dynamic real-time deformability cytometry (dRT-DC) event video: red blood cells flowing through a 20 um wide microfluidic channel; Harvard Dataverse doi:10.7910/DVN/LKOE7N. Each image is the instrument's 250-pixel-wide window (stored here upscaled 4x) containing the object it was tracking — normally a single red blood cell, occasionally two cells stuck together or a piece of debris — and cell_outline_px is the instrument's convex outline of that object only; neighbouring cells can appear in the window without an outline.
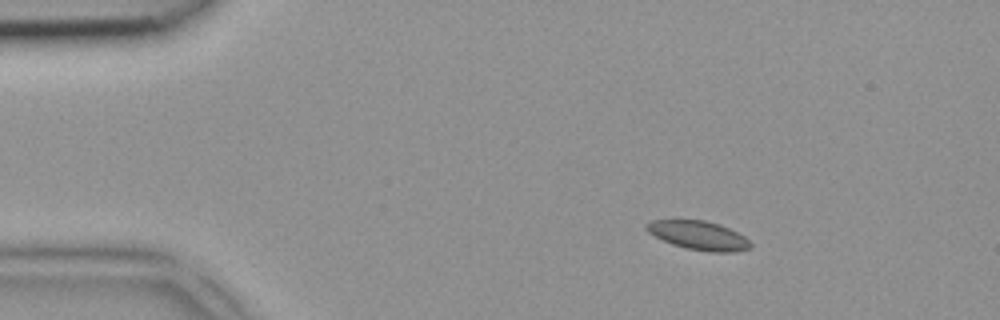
{"species": "common noctule bat (a hibernating species)", "species_latin": "Nyctalus noctula", "temperature_condition": "room temperature", "stored_images_in_passage": 3, "camera_frame_rate_fps": 3000, "um_per_image_px": 0.085, "animal": {"sex": "female", "body_mass_g": 18.4}, "frame": {"image": 1, "passage_image": 1, "time_ms": 0.0, "image_size_px": [1000, 320], "cell_outline_px": [[752, 248], [736, 252], [712, 252], [688, 248], [672, 244], [648, 232], [644, 228], [644, 224], [652, 220], [704, 220], [720, 224], [744, 236], [752, 244]], "centroid_in_image_um": [59.39, 20.0], "position_along_channel_um": 25.6, "area_um2": 17.4}}